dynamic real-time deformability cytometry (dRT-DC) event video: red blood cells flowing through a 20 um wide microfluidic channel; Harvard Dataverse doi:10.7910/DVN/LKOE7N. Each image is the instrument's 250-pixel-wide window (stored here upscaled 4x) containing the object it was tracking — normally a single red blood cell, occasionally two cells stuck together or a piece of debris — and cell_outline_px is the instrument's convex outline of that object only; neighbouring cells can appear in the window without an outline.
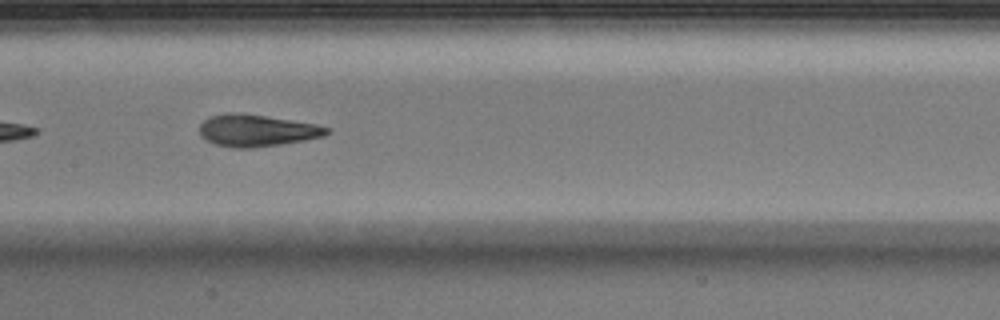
{"species": "Egyptian fruit bat (a non-hibernating species)", "species_latin": "Rousettus aegyptiacus", "temperature_condition": "warm", "stored_images_in_passage": 18, "camera_frame_rate_fps": 3000, "um_per_image_px": 0.085, "animal": {"sex": "male"}, "frame": {"image": 1, "passage_image": 11, "time_ms": 3.333, "image_size_px": [1000, 320], "cell_outline_px": [[332, 132], [324, 136], [304, 140], [280, 144], [252, 148], [232, 148], [216, 144], [200, 136], [200, 124], [204, 120], [212, 116], [228, 112], [232, 112], [264, 116], [316, 124], [332, 128]], "centroid_in_image_um": [21.85, 11.1], "position_along_channel_um": 185.5, "area_um2": 23.52}}